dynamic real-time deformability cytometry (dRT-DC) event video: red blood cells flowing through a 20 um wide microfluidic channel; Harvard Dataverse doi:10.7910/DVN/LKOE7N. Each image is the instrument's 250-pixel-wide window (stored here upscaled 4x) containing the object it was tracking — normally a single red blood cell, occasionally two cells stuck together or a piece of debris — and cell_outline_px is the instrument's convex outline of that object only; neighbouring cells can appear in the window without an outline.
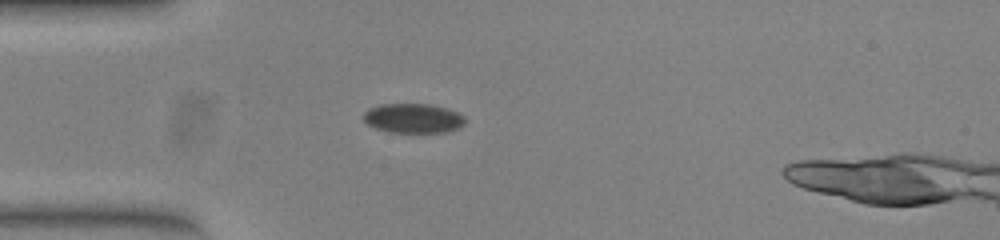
{"species": "common noctule bat (a hibernating species)", "species_latin": "Nyctalus noctula", "temperature_condition": "warm", "stored_images_in_passage": 37, "camera_frame_rate_fps": 3000, "um_per_image_px": 0.085, "animal": {"sex": "female", "body_mass_g": 23.0, "forearm_length_mm": 53.4}, "frame": {"image": 1, "passage_image": 1, "time_ms": 0.0, "image_size_px": [1000, 240], "cell_outline_px": [[464, 124], [460, 128], [444, 132], [388, 132], [376, 128], [368, 124], [364, 120], [364, 112], [368, 108], [380, 104], [428, 104], [444, 108], [456, 112], [464, 116]], "centroid_in_image_um": [35.1, 10.05], "position_along_channel_um": 49.9, "area_um2": 17.34}}
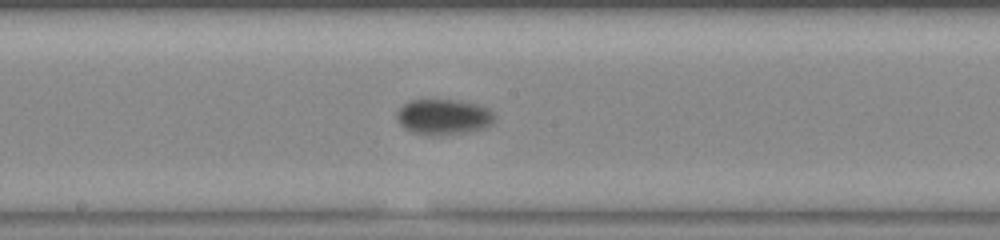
{"frame": {"image": 2, "passage_image": 15, "time_ms": 4.667, "image_size_px": [1000, 240], "cell_outline_px": [[492, 120], [484, 128], [444, 136], [428, 136], [412, 132], [404, 128], [400, 124], [396, 116], [396, 112], [408, 100], [456, 100], [476, 104], [488, 108], [492, 112]], "centroid_in_image_um": [37.63, 9.95], "position_along_channel_um": 210.6, "area_um2": 20.17}}
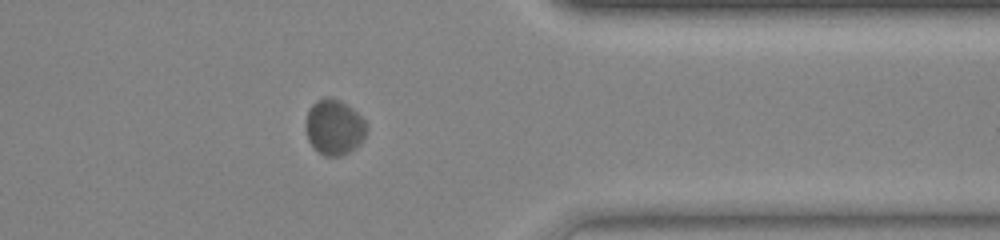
{"frame": {"image": 3, "passage_image": 30, "time_ms": 9.667, "image_size_px": [1000, 240], "cell_outline_px": [[368, 128], [360, 144], [348, 152], [340, 156], [324, 156], [308, 140], [308, 112], [312, 104], [316, 100], [324, 96], [328, 96], [340, 100], [352, 108], [364, 120]], "centroid_in_image_um": [28.44, 10.79], "position_along_channel_um": 383.0, "area_um2": 19.25}}